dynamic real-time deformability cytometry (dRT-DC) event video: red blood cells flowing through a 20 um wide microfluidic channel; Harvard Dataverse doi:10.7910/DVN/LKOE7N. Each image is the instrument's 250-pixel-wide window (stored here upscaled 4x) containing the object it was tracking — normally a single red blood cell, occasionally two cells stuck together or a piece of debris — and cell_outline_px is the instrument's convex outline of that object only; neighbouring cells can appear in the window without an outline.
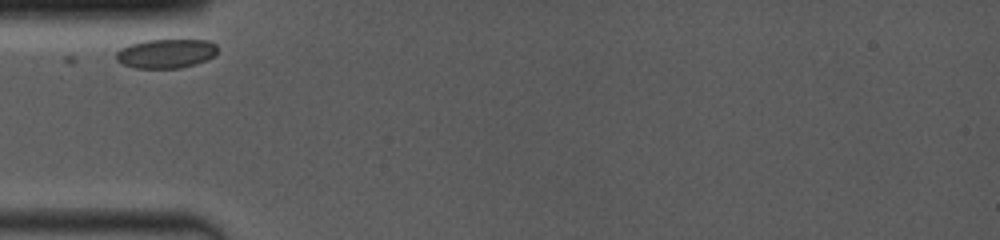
{"species": "common noctule bat (a hibernating species)", "species_latin": "Nyctalus noctula", "temperature_condition": "room temperature", "stored_images_in_passage": 16, "camera_frame_rate_fps": 4000, "um_per_image_px": 0.085, "animal": {"sex": "female", "body_mass_g": 19.0, "forearm_length_mm": 53.3}, "frame": {"image": 1, "passage_image": 1, "time_ms": 0.0, "image_size_px": [1000, 240], "cell_outline_px": [[216, 52], [212, 56], [204, 60], [180, 68], [136, 68], [124, 64], [116, 60], [116, 52], [120, 48], [128, 44], [144, 40], [208, 40], [216, 44]], "centroid_in_image_um": [14.05, 4.53], "position_along_channel_um": 70.9, "area_um2": 17.05}}
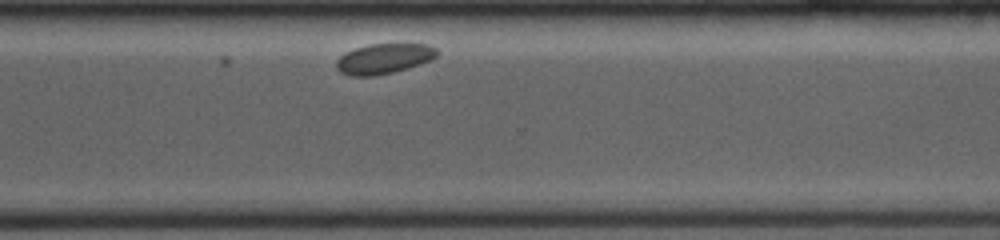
{"frame": {"image": 2, "passage_image": 13, "time_ms": 7.75, "image_size_px": [1000, 240], "cell_outline_px": [[440, 52], [432, 60], [420, 64], [392, 72], [376, 76], [352, 76], [340, 72], [336, 68], [336, 60], [344, 52], [368, 44], [428, 44], [436, 48]], "centroid_in_image_um": [32.63, 4.98], "position_along_channel_um": 338.0, "area_um2": 17.8}}
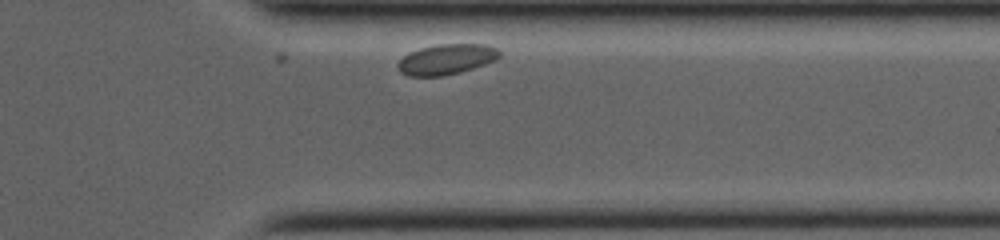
{"frame": {"image": 3, "passage_image": 15, "time_ms": 8.75, "image_size_px": [1000, 240], "cell_outline_px": [[500, 56], [484, 64], [460, 72], [440, 76], [408, 76], [400, 72], [396, 64], [404, 56], [420, 48], [436, 44], [488, 44], [496, 48], [500, 52]], "centroid_in_image_um": [37.92, 5.03], "position_along_channel_um": 373.5, "area_um2": 17.8}}